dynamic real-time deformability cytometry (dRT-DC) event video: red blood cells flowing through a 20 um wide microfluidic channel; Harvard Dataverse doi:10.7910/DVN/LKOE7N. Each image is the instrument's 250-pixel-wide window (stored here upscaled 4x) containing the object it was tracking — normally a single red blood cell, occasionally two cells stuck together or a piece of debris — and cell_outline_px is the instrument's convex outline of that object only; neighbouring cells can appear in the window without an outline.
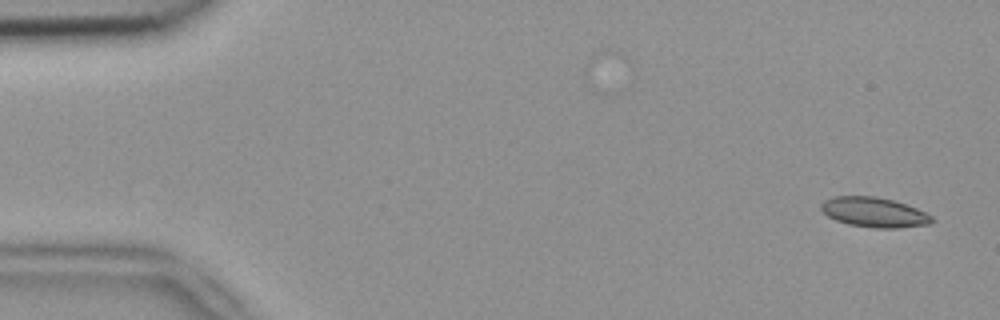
{"species": "common noctule bat (a hibernating species)", "species_latin": "Nyctalus noctula", "temperature_condition": "room temperature", "stored_images_in_passage": 6, "camera_frame_rate_fps": 3000, "um_per_image_px": 0.085, "animal": {"sex": "female", "body_mass_g": 18.4}, "frame": {"image": 1, "passage_image": 1, "time_ms": 0.0, "image_size_px": [1000, 320], "cell_outline_px": [[936, 220], [928, 224], [900, 228], [876, 228], [848, 224], [836, 220], [828, 216], [820, 208], [820, 204], [824, 200], [836, 196], [876, 196], [892, 200], [916, 208], [932, 216]], "centroid_in_image_um": [74.3, 18.04], "position_along_channel_um": 10.7, "area_um2": 19.19}}
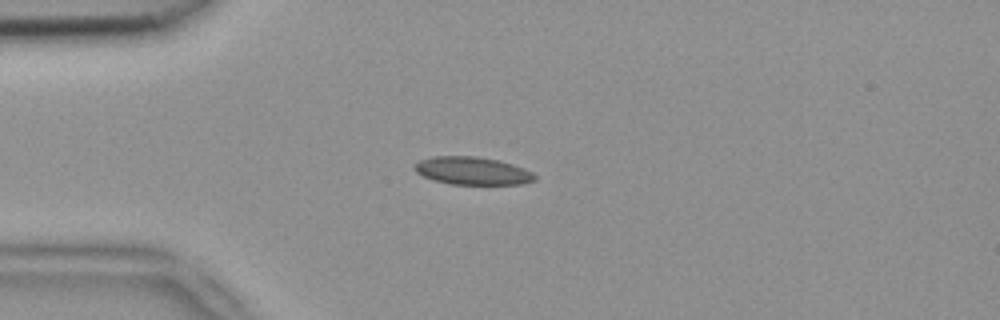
{"frame": {"image": 2, "passage_image": 4, "time_ms": 1.0, "image_size_px": [1000, 320], "cell_outline_px": [[536, 180], [524, 184], [448, 184], [424, 176], [416, 172], [412, 168], [420, 160], [432, 156], [476, 156], [500, 160], [524, 168], [532, 172], [536, 176]], "centroid_in_image_um": [40.18, 14.51], "position_along_channel_um": 44.8, "area_um2": 19.54}}